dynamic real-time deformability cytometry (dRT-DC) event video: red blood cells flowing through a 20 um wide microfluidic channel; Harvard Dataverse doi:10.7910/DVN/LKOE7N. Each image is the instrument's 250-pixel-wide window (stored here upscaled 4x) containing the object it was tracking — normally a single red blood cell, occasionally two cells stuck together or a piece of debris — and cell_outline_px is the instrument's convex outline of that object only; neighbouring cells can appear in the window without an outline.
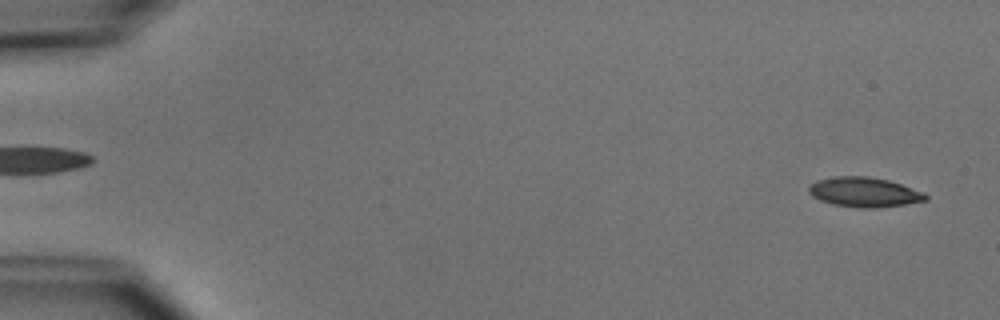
{"species": "common noctule bat (a hibernating species)", "species_latin": "Nyctalus noctula", "temperature_condition": "cold", "stored_images_in_passage": 4, "segment_of_instrument_passage": [2, 2], "camera_frame_rate_fps": 3000, "um_per_image_px": 0.085, "animal": {"sex": "male", "body_mass_g": 15.6}, "frame": {"image": 1, "passage_image": 4, "time_ms": 5.0, "image_size_px": [1000, 320], "cell_outline_px": [[928, 200], [904, 204], [876, 208], [864, 208], [832, 204], [820, 200], [812, 196], [808, 192], [808, 188], [816, 180], [832, 176], [868, 176], [888, 180], [924, 192], [928, 196]], "centroid_in_image_um": [73.44, 16.32], "position_along_channel_um": 11.6, "area_um2": 20.23}}